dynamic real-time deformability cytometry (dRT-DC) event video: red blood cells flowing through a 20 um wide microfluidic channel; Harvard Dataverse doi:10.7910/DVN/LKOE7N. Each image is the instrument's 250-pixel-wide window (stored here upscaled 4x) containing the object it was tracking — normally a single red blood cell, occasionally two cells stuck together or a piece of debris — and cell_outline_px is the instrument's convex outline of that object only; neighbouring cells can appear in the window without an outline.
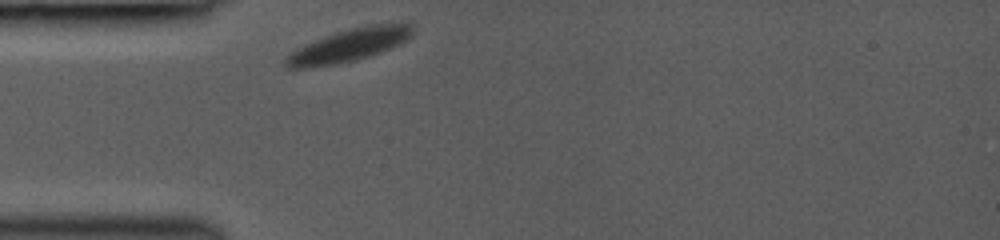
{"species": "common noctule bat (a hibernating species)", "species_latin": "Nyctalus noctula", "temperature_condition": "room temperature", "stored_images_in_passage": 30, "camera_frame_rate_fps": 3000, "um_per_image_px": 0.085, "animal": {"sex": "female", "body_mass_g": 19.0, "forearm_length_mm": 53.3}, "frame": {"image": 1, "passage_image": 1, "time_ms": 0.0, "image_size_px": [1000, 240], "cell_outline_px": [[412, 32], [404, 40], [380, 52], [356, 60], [336, 64], [304, 68], [288, 68], [284, 64], [284, 56], [296, 48], [304, 44], [336, 32], [348, 28], [372, 24], [412, 24]], "centroid_in_image_um": [29.54, 3.86], "position_along_channel_um": 55.5, "area_um2": 23.76}}
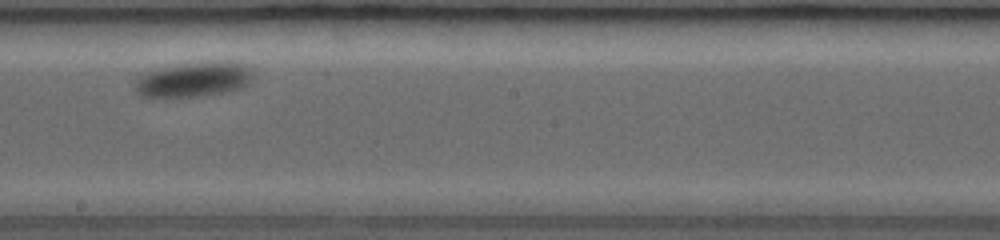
{"frame": {"image": 2, "passage_image": 16, "time_ms": 5.0, "image_size_px": [1000, 240], "cell_outline_px": [[252, 80], [244, 88], [224, 92], [200, 96], [164, 100], [140, 96], [132, 88], [136, 80], [140, 76], [148, 72], [160, 68], [184, 64], [244, 64], [252, 68]], "centroid_in_image_um": [16.37, 6.86], "position_along_channel_um": 231.8, "area_um2": 23.93}}
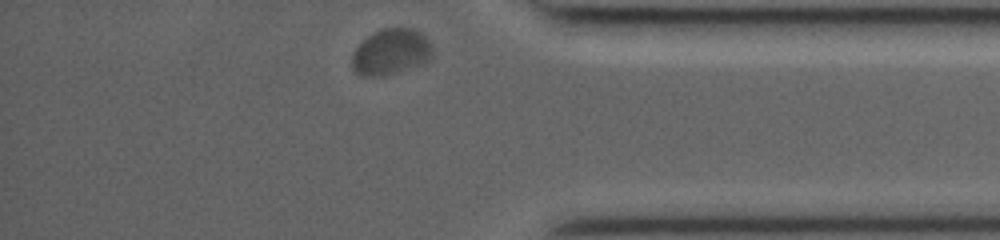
{"frame": {"image": 3, "passage_image": 30, "time_ms": 9.667, "image_size_px": [1000, 240], "cell_outline_px": [[432, 56], [424, 64], [396, 72], [380, 76], [360, 76], [352, 68], [352, 56], [356, 48], [368, 36], [380, 28], [412, 28], [420, 32], [428, 40], [432, 48]], "centroid_in_image_um": [33.23, 4.41], "position_along_channel_um": 402.0, "area_um2": 21.44}, "authors_computed_cell_mechanics": {"area_um2": 23.7558, "velocity_mm_per_s": 3.6845, "shape_relaxation_time_tau1_ms": 2.5888, "shape_relaxation_time_tau2_ms": null, "deformation_change_tau1": 0.1243, "deformation_change_tau2": null}}